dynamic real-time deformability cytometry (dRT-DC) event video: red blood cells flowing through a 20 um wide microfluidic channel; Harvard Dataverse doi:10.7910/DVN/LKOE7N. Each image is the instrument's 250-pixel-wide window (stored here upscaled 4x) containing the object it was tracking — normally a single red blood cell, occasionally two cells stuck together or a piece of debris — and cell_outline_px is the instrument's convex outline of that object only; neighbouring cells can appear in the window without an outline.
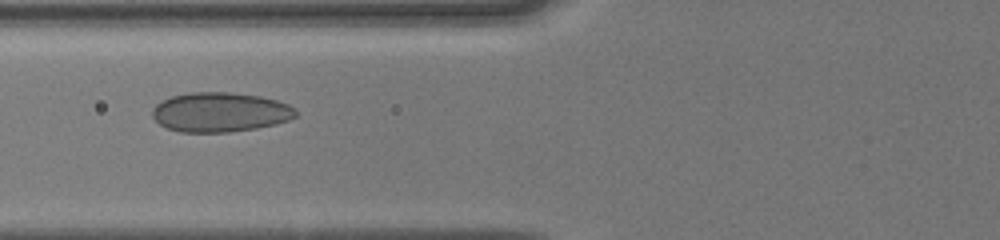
{"species": "human", "species_latin": "Homo sapiens", "temperature_condition": "cold", "stored_images_in_passage": 10, "camera_frame_rate_fps": 3000, "um_per_image_px": 0.085, "donor": {"sex": "male"}, "frame": {"image": 1, "passage_image": 9, "time_ms": 5.333, "image_size_px": [1000, 240], "cell_outline_px": [[296, 116], [288, 120], [276, 124], [256, 128], [228, 132], [180, 132], [168, 128], [160, 124], [152, 116], [152, 108], [156, 104], [172, 96], [188, 92], [232, 92], [260, 96], [276, 100], [288, 104], [296, 108]], "centroid_in_image_um": [18.71, 9.53], "position_along_channel_um": 107.1, "area_um2": 33.12}}